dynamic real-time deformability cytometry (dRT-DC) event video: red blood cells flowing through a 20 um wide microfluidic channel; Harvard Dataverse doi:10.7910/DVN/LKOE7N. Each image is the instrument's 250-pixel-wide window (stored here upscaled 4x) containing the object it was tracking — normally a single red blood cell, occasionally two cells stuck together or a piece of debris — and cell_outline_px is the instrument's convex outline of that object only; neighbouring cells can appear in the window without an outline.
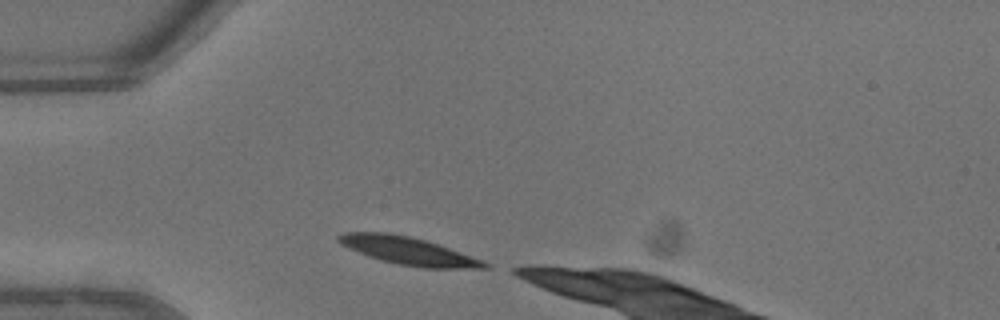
{"species": "common noctule bat (a hibernating species)", "species_latin": "Nyctalus noctula", "temperature_condition": "warm", "stored_images_in_passage": 11, "camera_frame_rate_fps": 3000, "um_per_image_px": 0.085, "animal": {"sex": "male", "body_mass_g": 13.3}, "frame": {"image": 1, "passage_image": 1, "time_ms": 0.0, "image_size_px": [1000, 320], "cell_outline_px": [[492, 268], [424, 268], [396, 264], [380, 260], [368, 256], [340, 244], [336, 240], [336, 236], [344, 232], [388, 232], [408, 236], [424, 240], [484, 260], [492, 264]], "centroid_in_image_um": [34.7, 21.33], "position_along_channel_um": 50.3, "area_um2": 23.58}}
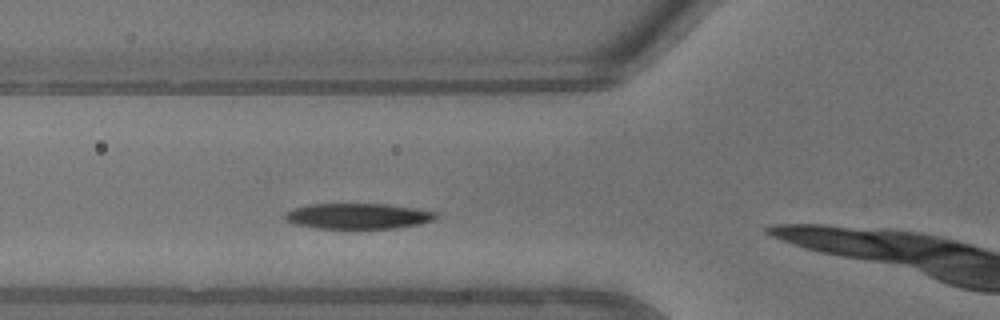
{"frame": {"image": 2, "passage_image": 5, "time_ms": 1.333, "image_size_px": [1000, 320], "cell_outline_px": [[440, 216], [432, 220], [420, 224], [396, 228], [320, 228], [296, 224], [284, 220], [284, 216], [292, 208], [308, 204], [388, 204], [436, 212]], "centroid_in_image_um": [30.43, 18.36], "position_along_channel_um": 95.4, "area_um2": 22.37}}
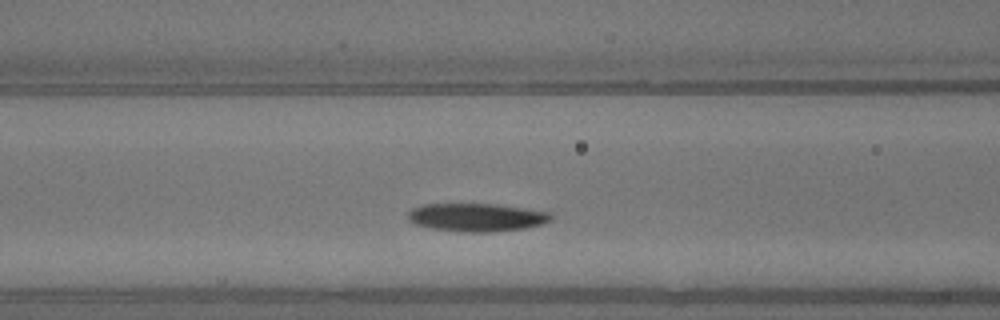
{"frame": {"image": 3, "passage_image": 7, "time_ms": 2.0, "image_size_px": [1000, 320], "cell_outline_px": [[552, 220], [544, 224], [524, 228], [492, 232], [464, 232], [432, 228], [416, 224], [408, 220], [408, 212], [412, 208], [424, 204], [496, 204], [552, 212]], "centroid_in_image_um": [40.55, 18.47], "position_along_channel_um": 126.1, "area_um2": 23.52}}